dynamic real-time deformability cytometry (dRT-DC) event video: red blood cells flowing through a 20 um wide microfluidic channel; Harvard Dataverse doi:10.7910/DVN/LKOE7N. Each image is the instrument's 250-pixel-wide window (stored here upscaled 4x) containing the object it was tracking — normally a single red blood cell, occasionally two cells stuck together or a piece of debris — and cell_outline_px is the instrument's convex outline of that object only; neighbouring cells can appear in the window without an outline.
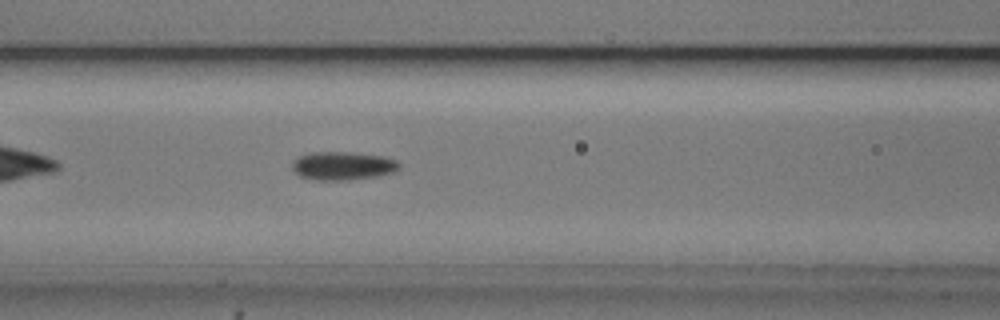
{"species": "common noctule bat (a hibernating species)", "species_latin": "Nyctalus noctula", "temperature_condition": "cold", "stored_images_in_passage": 39, "camera_frame_rate_fps": 3000, "um_per_image_px": 0.085, "animal": {"sex": "male", "body_mass_g": 20.5, "forearm_length_mm": 52.5}, "frame": {"image": 1, "passage_image": 8, "time_ms": 2.333, "image_size_px": [1000, 320], "cell_outline_px": [[400, 168], [396, 172], [376, 176], [348, 180], [316, 180], [300, 176], [292, 168], [292, 164], [300, 156], [312, 152], [348, 152], [384, 156], [396, 160], [400, 164]], "centroid_in_image_um": [29.18, 14.1], "position_along_channel_um": 137.4, "area_um2": 17.63}}
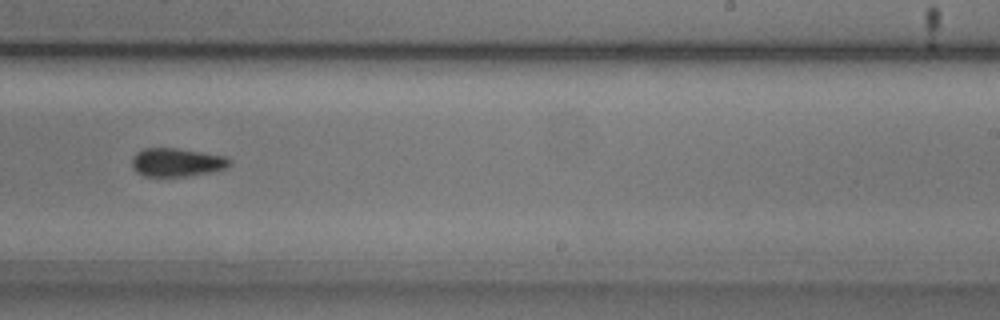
{"frame": {"image": 2, "passage_image": 19, "time_ms": 6.0, "image_size_px": [1000, 320], "cell_outline_px": [[232, 164], [228, 168], [208, 172], [184, 176], [144, 176], [136, 172], [132, 168], [132, 160], [136, 152], [144, 148], [176, 148], [228, 156], [232, 160]], "centroid_in_image_um": [15.05, 13.79], "position_along_channel_um": 273.9, "area_um2": 16.3}}
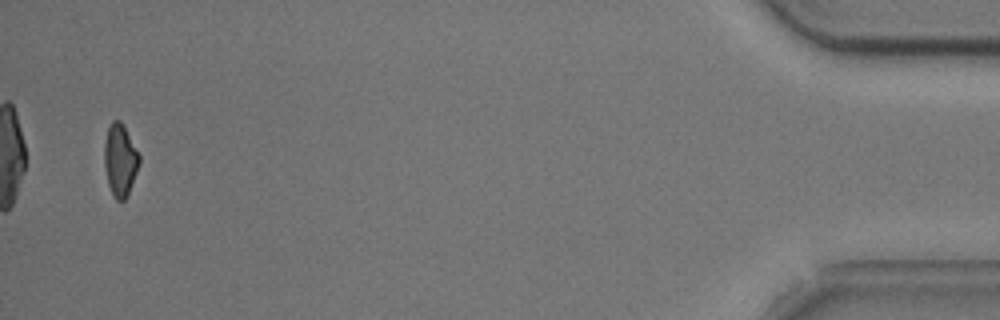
{"frame": {"image": 3, "passage_image": 38, "time_ms": 12.333, "image_size_px": [1000, 320], "cell_outline_px": [[140, 164], [128, 192], [124, 200], [116, 200], [112, 196], [108, 184], [104, 168], [104, 144], [108, 128], [112, 120], [120, 120], [124, 124], [140, 156]], "centroid_in_image_um": [10.2, 13.58], "position_along_channel_um": 425.0, "area_um2": 14.8}, "authors_computed_cell_mechanics": {"area_um2": 16.6464, "velocity_mm_per_s": 3.7428, "shape_relaxation_time_tau1_ms": 2.5666, "shape_relaxation_time_tau2_ms": null, "deformation_change_tau1": 0.0908, "deformation_change_tau2": null}}